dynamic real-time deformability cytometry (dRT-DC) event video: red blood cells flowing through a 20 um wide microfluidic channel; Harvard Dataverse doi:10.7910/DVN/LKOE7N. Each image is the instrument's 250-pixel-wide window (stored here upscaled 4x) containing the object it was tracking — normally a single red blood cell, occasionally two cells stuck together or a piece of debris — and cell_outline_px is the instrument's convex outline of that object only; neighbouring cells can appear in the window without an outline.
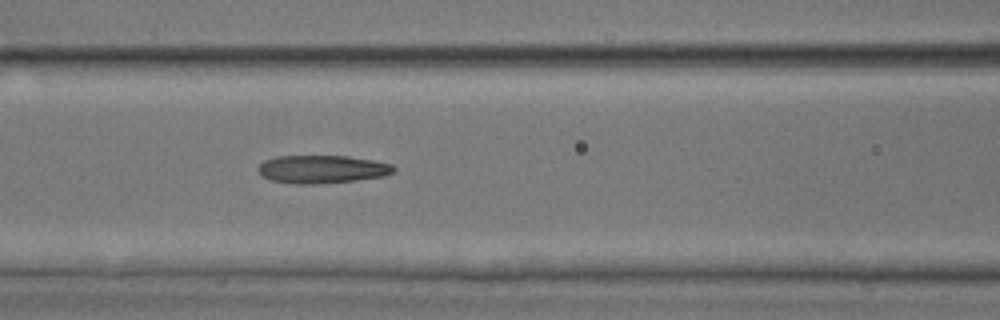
{"species": "common noctule bat (a hibernating species)", "species_latin": "Nyctalus noctula", "temperature_condition": "room temperature", "stored_images_in_passage": 37, "camera_frame_rate_fps": 3000, "um_per_image_px": 0.085, "animal": {"sex": "male", "body_mass_g": 17.9, "forearm_length_mm": 54.2}, "frame": {"image": 1, "passage_image": 11, "time_ms": 3.333, "image_size_px": [1000, 320], "cell_outline_px": [[396, 168], [392, 172], [384, 176], [356, 180], [316, 184], [296, 184], [272, 180], [264, 176], [256, 168], [264, 160], [276, 156], [348, 156], [372, 160], [392, 164]], "centroid_in_image_um": [27.37, 14.38], "position_along_channel_um": 139.2, "area_um2": 22.02}, "authors_computed_cell_mechanics": {"area_um2": 21.7328, "velocity_mm_per_s": 3.8443, "shape_relaxation_time_tau1_ms": 6.0696, "shape_relaxation_time_tau2_ms": 2.8595, "deformation_change_tau1": 0.2165, "deformation_change_tau2": 0.1443}}